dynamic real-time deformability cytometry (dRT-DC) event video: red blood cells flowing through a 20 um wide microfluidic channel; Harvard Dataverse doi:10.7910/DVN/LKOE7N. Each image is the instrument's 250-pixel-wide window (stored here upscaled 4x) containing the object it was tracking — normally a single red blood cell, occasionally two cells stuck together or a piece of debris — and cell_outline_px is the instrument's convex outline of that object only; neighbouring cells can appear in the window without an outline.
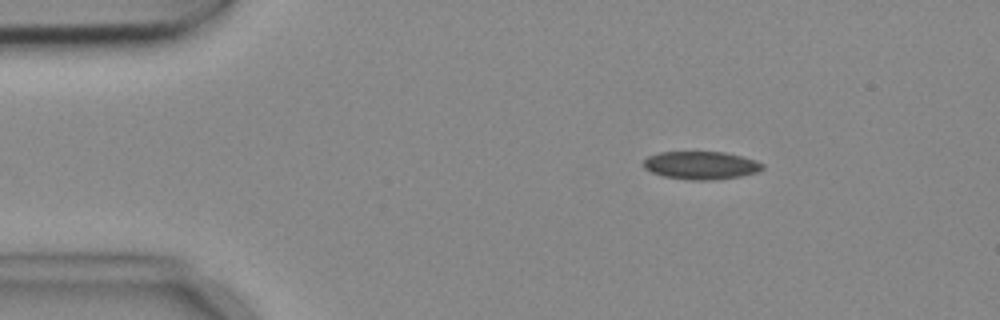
{"species": "common noctule bat (a hibernating species)", "species_latin": "Nyctalus noctula", "temperature_condition": "cold", "stored_images_in_passage": 3, "camera_frame_rate_fps": 3000, "um_per_image_px": 0.085, "animal": {"sex": "female", "body_mass_g": 18.4}, "frame": {"image": 1, "passage_image": 2, "time_ms": 0.333, "image_size_px": [1000, 320], "cell_outline_px": [[764, 168], [756, 172], [740, 176], [712, 180], [692, 180], [664, 176], [652, 172], [644, 168], [644, 160], [648, 156], [660, 152], [724, 152], [756, 160], [764, 164]], "centroid_in_image_um": [59.59, 14.05], "position_along_channel_um": 25.4, "area_um2": 19.25}}